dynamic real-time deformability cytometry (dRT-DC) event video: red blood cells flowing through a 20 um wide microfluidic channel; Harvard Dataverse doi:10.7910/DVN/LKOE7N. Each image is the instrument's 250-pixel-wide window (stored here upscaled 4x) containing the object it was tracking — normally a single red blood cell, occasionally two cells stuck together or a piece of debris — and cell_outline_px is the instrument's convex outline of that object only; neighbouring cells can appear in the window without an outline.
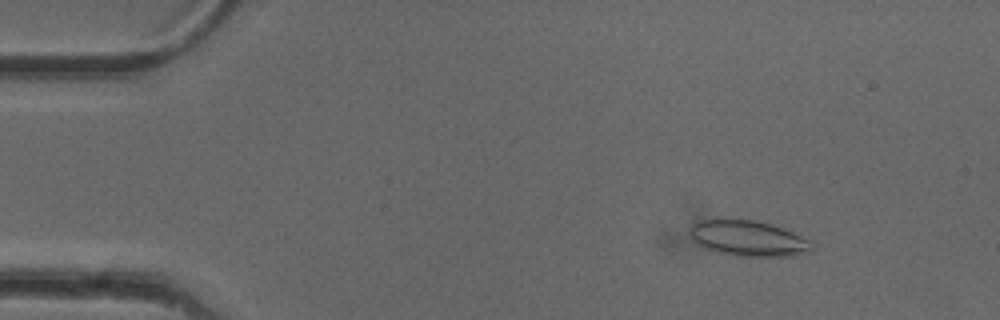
{"species": "common noctule bat (a hibernating species)", "species_latin": "Nyctalus noctula", "temperature_condition": "cold", "stored_images_in_passage": 52, "camera_frame_rate_fps": 3000, "um_per_image_px": 0.085, "animal": {"sex": "female"}, "frame": {"image": 1, "passage_image": 7, "time_ms": 2.0, "image_size_px": [1000, 320], "cell_outline_px": [[816, 244], [812, 252], [792, 256], [736, 256], [716, 252], [704, 248], [696, 244], [692, 236], [692, 224], [700, 220], [716, 216], [752, 220], [772, 224], [812, 240]], "centroid_in_image_um": [63.63, 20.24], "position_along_channel_um": 21.4, "area_um2": 26.13}}
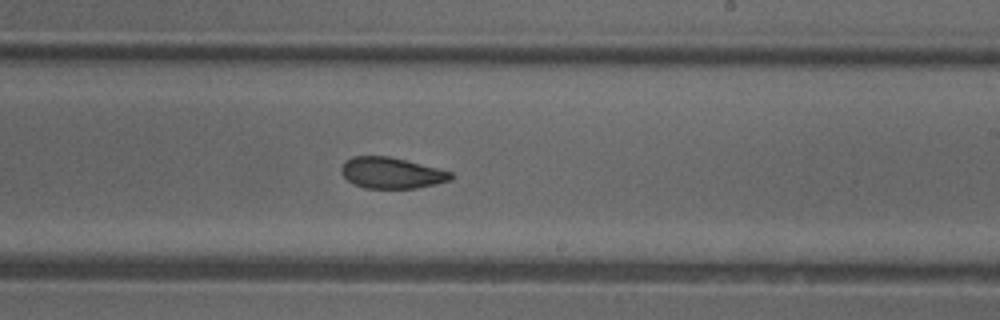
{"frame": {"image": 2, "passage_image": 31, "time_ms": 10.0, "image_size_px": [1000, 320], "cell_outline_px": [[452, 180], [436, 184], [416, 188], [364, 188], [352, 184], [340, 172], [340, 168], [344, 160], [352, 156], [388, 156], [452, 172]], "centroid_in_image_um": [33.22, 14.7], "position_along_channel_um": 255.8, "area_um2": 19.83}}
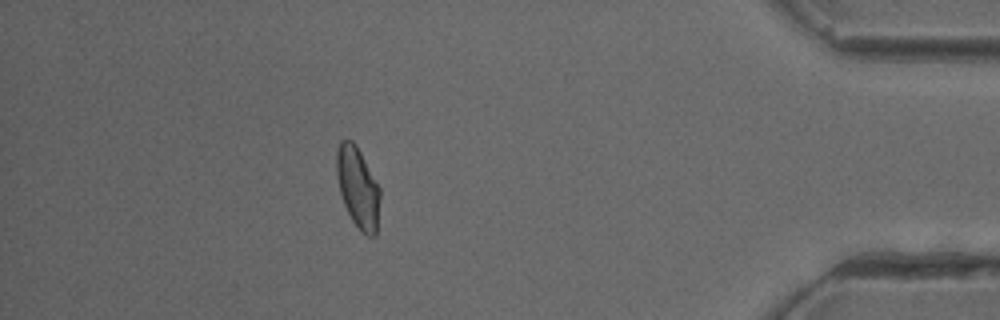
{"frame": {"image": 3, "passage_image": 46, "time_ms": 15.0, "image_size_px": [1000, 320], "cell_outline_px": [[380, 196], [376, 236], [368, 236], [352, 220], [344, 204], [340, 192], [336, 176], [336, 152], [340, 140], [352, 140], [356, 144], [380, 188]], "centroid_in_image_um": [30.41, 15.9], "position_along_channel_um": 404.8, "area_um2": 20.29}, "authors_computed_cell_mechanics": {"area_um2": 20.7791, "velocity_mm_per_s": 3.9803, "shape_relaxation_time_tau1_ms": 7.2474, "shape_relaxation_time_tau2_ms": 3.0059, "deformation_change_tau1": 0.1457, "deformation_change_tau2": 0.087}}